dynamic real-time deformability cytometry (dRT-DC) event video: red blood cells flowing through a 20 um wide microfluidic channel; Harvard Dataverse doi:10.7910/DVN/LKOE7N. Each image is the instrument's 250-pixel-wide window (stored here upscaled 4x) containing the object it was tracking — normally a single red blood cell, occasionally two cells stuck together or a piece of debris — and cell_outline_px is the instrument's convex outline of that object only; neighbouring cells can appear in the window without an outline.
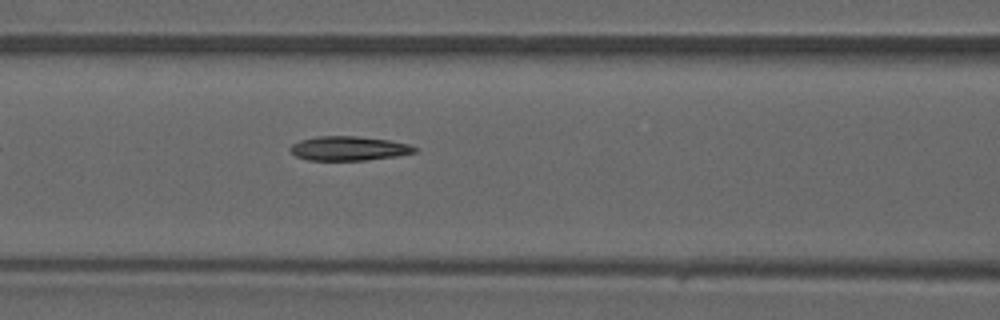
{"species": "common noctule bat (a hibernating species)", "species_latin": "Nyctalus noctula", "temperature_condition": "warm", "stored_images_in_passage": 31, "camera_frame_rate_fps": 3000, "um_per_image_px": 0.085, "animal": {"sex": "male", "forearm_length_mm": 52.5}, "frame": {"image": 1, "passage_image": 5, "time_ms": 1.333, "image_size_px": [1000, 320], "cell_outline_px": [[416, 152], [396, 156], [364, 160], [308, 160], [296, 156], [288, 148], [292, 144], [300, 140], [316, 136], [356, 136], [388, 140], [412, 144], [416, 148]], "centroid_in_image_um": [29.64, 12.61], "position_along_channel_um": 137.0, "area_um2": 17.57}}
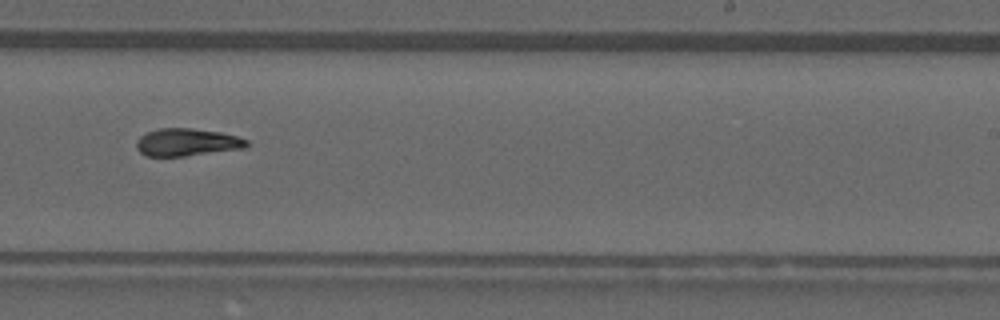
{"frame": {"image": 2, "passage_image": 14, "time_ms": 4.333, "image_size_px": [1000, 320], "cell_outline_px": [[248, 144], [244, 148], [184, 156], [148, 156], [140, 152], [136, 148], [136, 140], [140, 136], [148, 132], [160, 128], [192, 128], [220, 132], [236, 136], [248, 140]], "centroid_in_image_um": [15.87, 12.09], "position_along_channel_um": 273.1, "area_um2": 17.57}}